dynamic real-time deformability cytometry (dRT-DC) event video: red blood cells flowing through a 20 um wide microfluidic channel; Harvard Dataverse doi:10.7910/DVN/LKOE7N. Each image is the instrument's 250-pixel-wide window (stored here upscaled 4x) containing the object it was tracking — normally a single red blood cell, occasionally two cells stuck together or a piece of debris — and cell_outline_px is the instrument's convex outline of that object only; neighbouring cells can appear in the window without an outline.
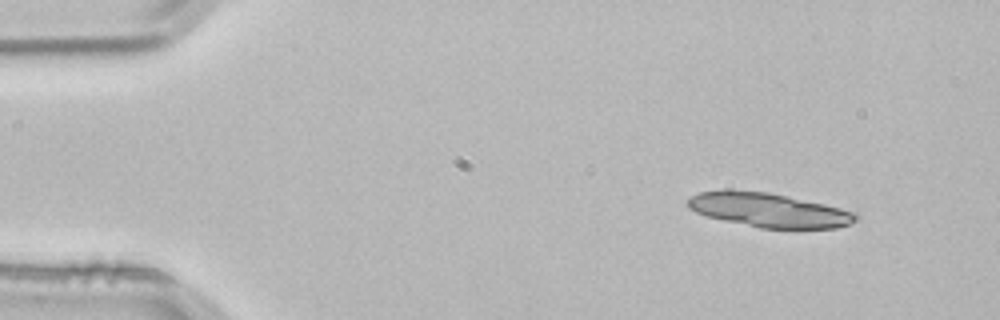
{"species": "common noctule bat (a hibernating species)", "species_latin": "Nyctalus noctula", "temperature_condition": "room temperature", "stored_images_in_passage": 3, "camera_frame_rate_fps": 3000, "um_per_image_px": 0.085, "animal": {"sex": "male", "body_mass_g": 21.5, "forearm_length_mm": 52.0}, "frame": {"image": 1, "passage_image": 1, "time_ms": 0.0, "image_size_px": [1000, 320], "cell_outline_px": [[860, 216], [852, 224], [836, 228], [760, 228], [724, 220], [708, 216], [696, 212], [688, 208], [684, 204], [692, 196], [700, 192], [724, 188], [768, 192], [824, 204], [840, 208], [852, 212]], "centroid_in_image_um": [65.31, 17.84], "position_along_channel_um": 19.7, "area_um2": 33.52}}